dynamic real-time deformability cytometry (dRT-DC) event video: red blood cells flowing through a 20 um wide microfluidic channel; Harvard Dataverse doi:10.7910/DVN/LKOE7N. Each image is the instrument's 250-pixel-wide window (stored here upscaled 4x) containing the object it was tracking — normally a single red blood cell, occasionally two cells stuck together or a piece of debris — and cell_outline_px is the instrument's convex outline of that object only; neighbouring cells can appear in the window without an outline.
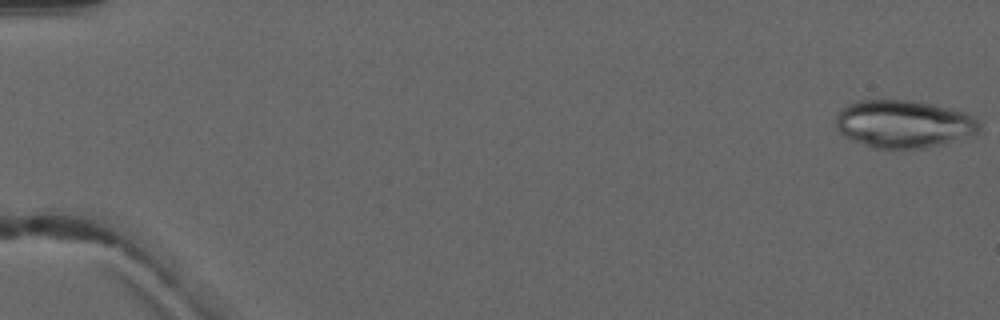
{"species": "common noctule bat (a hibernating species)", "species_latin": "Nyctalus noctula", "temperature_condition": "warm", "stored_images_in_passage": 5, "camera_frame_rate_fps": 3000, "um_per_image_px": 0.085, "animal": {"sex": "male", "forearm_length_mm": 52.5}, "frame": {"image": 1, "passage_image": 1, "time_ms": 0.0, "image_size_px": [1000, 320], "cell_outline_px": [[980, 132], [972, 136], [924, 148], [872, 148], [844, 136], [836, 128], [836, 116], [848, 104], [860, 100], [912, 100], [952, 108], [964, 112], [972, 116], [980, 124]], "centroid_in_image_um": [76.83, 10.53], "position_along_channel_um": 8.2, "area_um2": 39.88}}